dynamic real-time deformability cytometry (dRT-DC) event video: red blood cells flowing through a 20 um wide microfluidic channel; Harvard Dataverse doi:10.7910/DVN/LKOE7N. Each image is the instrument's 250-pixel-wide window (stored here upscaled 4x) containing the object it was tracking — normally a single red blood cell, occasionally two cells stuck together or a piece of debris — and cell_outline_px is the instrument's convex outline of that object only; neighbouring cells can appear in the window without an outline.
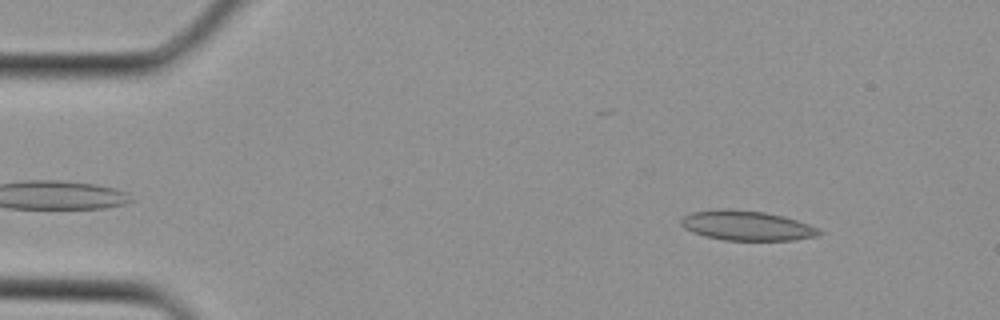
{"species": "Egyptian fruit bat (a non-hibernating species)", "species_latin": "Rousettus aegyptiacus", "temperature_condition": "cold", "stored_images_in_passage": 33, "camera_frame_rate_fps": 3000, "um_per_image_px": 0.085, "animal": {"sex": "female"}, "frame": {"image": 1, "passage_image": 3, "time_ms": 0.667, "image_size_px": [1000, 320], "cell_outline_px": [[824, 232], [816, 236], [792, 240], [724, 240], [704, 236], [692, 232], [684, 228], [680, 224], [680, 220], [684, 216], [692, 212], [720, 208], [728, 208], [764, 212], [784, 216], [808, 224]], "centroid_in_image_um": [63.43, 19.17], "position_along_channel_um": 21.6, "area_um2": 23.99}}
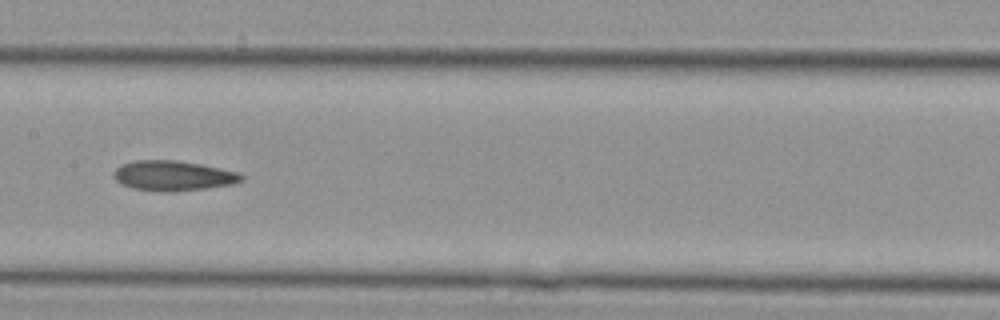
{"frame": {"image": 2, "passage_image": 16, "time_ms": 5.0, "image_size_px": [1000, 320], "cell_outline_px": [[244, 180], [232, 184], [204, 188], [132, 188], [116, 180], [112, 176], [112, 172], [116, 168], [124, 164], [136, 160], [176, 160], [200, 164], [220, 168], [236, 172], [244, 176]], "centroid_in_image_um": [14.73, 14.87], "position_along_channel_um": 192.7, "area_um2": 21.04}}
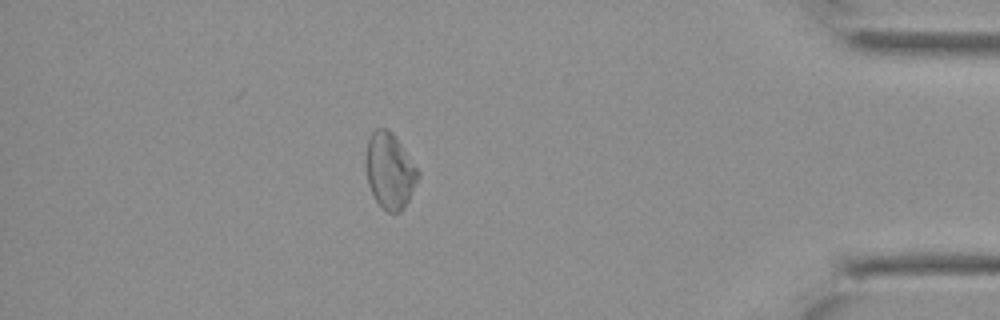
{"frame": {"image": 3, "passage_image": 29, "time_ms": 9.333, "image_size_px": [1000, 320], "cell_outline_px": [[420, 176], [404, 208], [400, 212], [388, 212], [376, 200], [368, 184], [368, 140], [372, 132], [376, 128], [388, 128], [392, 132], [420, 172]], "centroid_in_image_um": [33.17, 14.52], "position_along_channel_um": 402.0, "area_um2": 22.31}}